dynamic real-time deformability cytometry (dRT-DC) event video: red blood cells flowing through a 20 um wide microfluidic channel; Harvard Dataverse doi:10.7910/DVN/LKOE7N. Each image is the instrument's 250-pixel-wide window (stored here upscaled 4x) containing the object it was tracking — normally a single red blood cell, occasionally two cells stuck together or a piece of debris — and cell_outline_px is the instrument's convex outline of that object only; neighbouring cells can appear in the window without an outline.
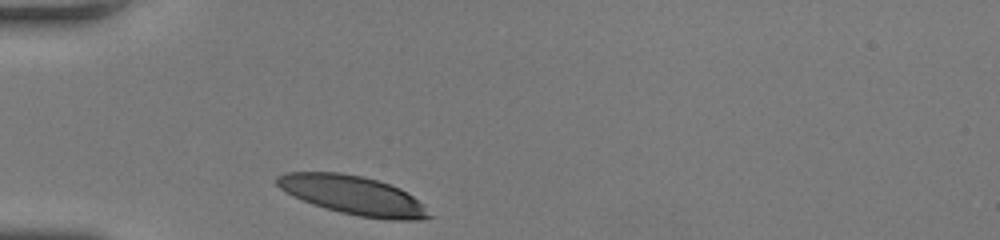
{"species": "human", "species_latin": "Homo sapiens", "temperature_condition": "room temperature", "stored_images_in_passage": 28, "camera_frame_rate_fps": 3000, "um_per_image_px": 0.085, "donor": {"sex": "female"}, "frame": {"image": 1, "passage_image": 1, "time_ms": 0.0, "image_size_px": [1000, 240], "cell_outline_px": [[432, 216], [420, 220], [392, 220], [360, 216], [340, 212], [312, 204], [292, 196], [280, 188], [276, 184], [276, 176], [284, 172], [340, 172], [364, 176], [400, 188], [424, 204]], "centroid_in_image_um": [30.0, 16.59], "position_along_channel_um": 55.0, "area_um2": 34.45}}
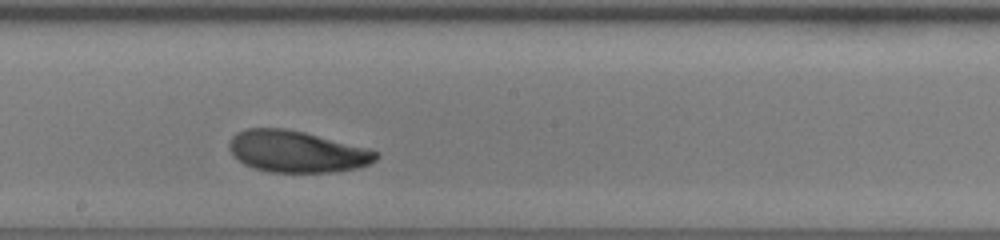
{"frame": {"image": 2, "passage_image": 15, "time_ms": 4.667, "image_size_px": [1000, 240], "cell_outline_px": [[380, 156], [376, 160], [368, 164], [356, 168], [332, 172], [272, 172], [252, 168], [244, 164], [232, 156], [228, 148], [228, 144], [232, 136], [236, 132], [248, 128], [284, 128], [304, 132], [380, 152]], "centroid_in_image_um": [25.17, 12.88], "position_along_channel_um": 223.0, "area_um2": 35.55}}
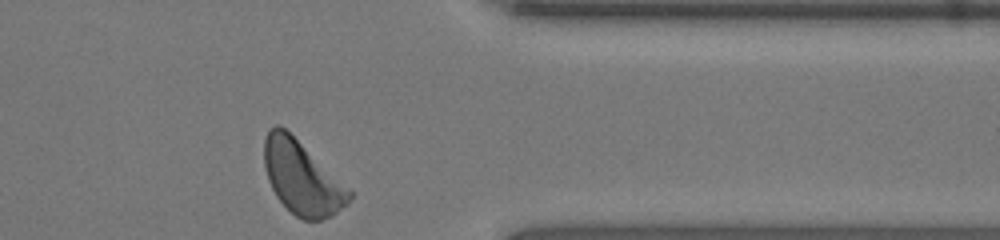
{"frame": {"image": 3, "passage_image": 28, "time_ms": 9.0, "image_size_px": [1000, 240], "cell_outline_px": [[352, 196], [348, 204], [332, 216], [320, 220], [304, 220], [296, 216], [276, 196], [268, 180], [264, 168], [264, 140], [268, 128], [276, 124], [280, 124], [352, 192]], "centroid_in_image_um": [25.63, 15.12], "position_along_channel_um": 385.8, "area_um2": 35.72}, "authors_computed_cell_mechanics": {"area_um2": 35.4892, "velocity_mm_per_s": 3.9373, "shape_relaxation_time_tau1_ms": 2.8192, "shape_relaxation_time_tau2_ms": 3.0399, "deformation_change_tau1": 0.1199, "deformation_change_tau2": 0.0952}}